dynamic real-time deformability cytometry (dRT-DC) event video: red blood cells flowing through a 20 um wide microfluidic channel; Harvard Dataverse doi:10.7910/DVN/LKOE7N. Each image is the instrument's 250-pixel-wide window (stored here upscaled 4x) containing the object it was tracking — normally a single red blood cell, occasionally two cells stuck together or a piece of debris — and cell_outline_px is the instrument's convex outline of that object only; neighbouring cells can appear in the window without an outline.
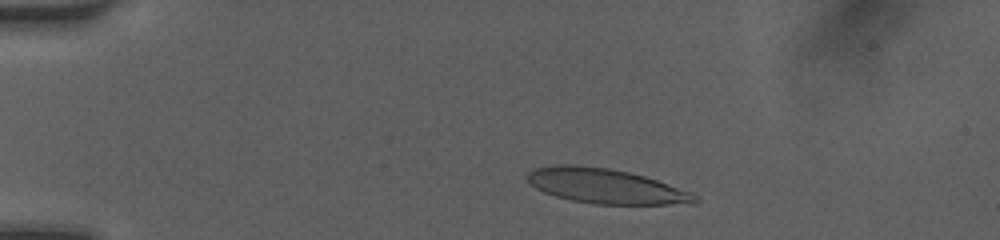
{"species": "human", "species_latin": "Homo sapiens", "temperature_condition": "room temperature", "stored_images_in_passage": 44, "camera_frame_rate_fps": 3000, "um_per_image_px": 0.085, "donor": {"sex": "female"}, "frame": {"image": 1, "passage_image": 5, "time_ms": 1.333, "image_size_px": [1000, 240], "cell_outline_px": [[700, 200], [696, 204], [596, 204], [572, 200], [556, 196], [544, 192], [528, 184], [524, 176], [528, 172], [536, 168], [556, 164], [576, 164], [608, 168], [628, 172], [644, 176], [692, 192]], "centroid_in_image_um": [51.46, 15.81], "position_along_channel_um": 33.5, "area_um2": 34.16}}
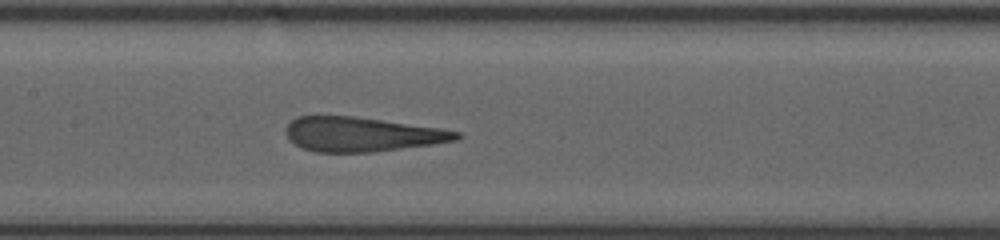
{"frame": {"image": 2, "passage_image": 20, "time_ms": 6.333, "image_size_px": [1000, 240], "cell_outline_px": [[464, 136], [456, 140], [432, 144], [376, 152], [316, 152], [304, 148], [288, 140], [284, 132], [284, 128], [296, 116], [352, 116], [440, 128], [460, 132]], "centroid_in_image_um": [30.73, 11.42], "position_along_channel_um": 176.7, "area_um2": 34.22}}
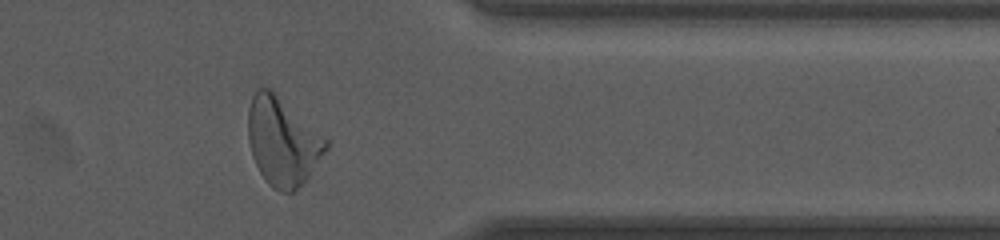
{"frame": {"image": 3, "passage_image": 36, "time_ms": 11.667, "image_size_px": [1000, 240], "cell_outline_px": [[328, 148], [304, 184], [292, 192], [280, 192], [272, 188], [264, 180], [252, 156], [248, 140], [248, 108], [252, 96], [256, 88], [272, 88], [328, 140]], "centroid_in_image_um": [24.01, 12.02], "position_along_channel_um": 387.4, "area_um2": 40.29}, "authors_computed_cell_mechanics": {"area_um2": 35.5181, "velocity_mm_per_s": 4.137, "shape_relaxation_time_tau1_ms": 6.6651, "shape_relaxation_time_tau2_ms": 1.095, "deformation_change_tau1": 0.3205, "deformation_change_tau2": 0.1233}}